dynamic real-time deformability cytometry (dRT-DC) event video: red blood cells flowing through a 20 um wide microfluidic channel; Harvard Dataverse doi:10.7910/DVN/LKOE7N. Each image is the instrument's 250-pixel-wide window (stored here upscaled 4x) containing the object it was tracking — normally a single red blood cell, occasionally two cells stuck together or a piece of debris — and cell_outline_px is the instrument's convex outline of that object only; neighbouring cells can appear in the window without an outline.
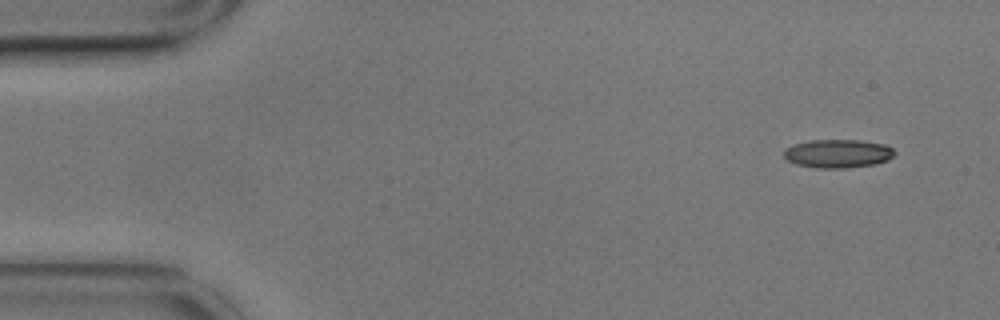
{"species": "common noctule bat (a hibernating species)", "species_latin": "Nyctalus noctula", "temperature_condition": "cold", "stored_images_in_passage": 14, "camera_frame_rate_fps": 3000, "um_per_image_px": 0.085, "animal": {"sex": "male", "body_mass_g": 17.9}, "frame": {"image": 1, "passage_image": 1, "time_ms": 0.0, "image_size_px": [1000, 320], "cell_outline_px": [[896, 152], [888, 160], [876, 164], [844, 168], [816, 168], [796, 164], [788, 160], [784, 156], [784, 148], [792, 144], [812, 140], [860, 140], [888, 144]], "centroid_in_image_um": [71.23, 13.04], "position_along_channel_um": 13.8, "area_um2": 18.55}}
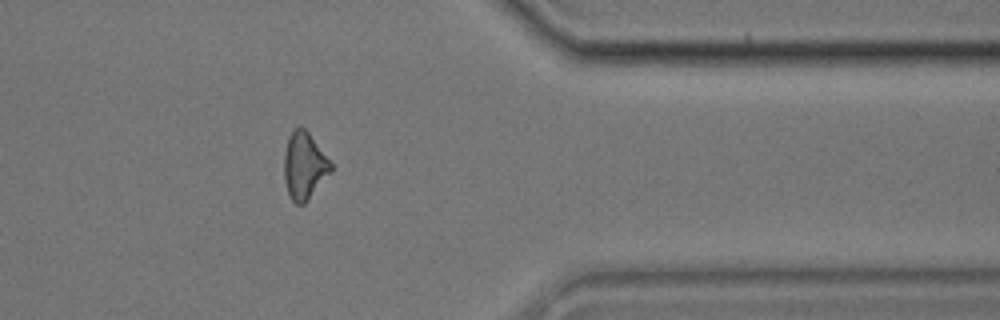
{"frame": {"image": 2, "passage_image": 12, "time_ms": 3.667, "image_size_px": [1000, 320], "cell_outline_px": [[332, 172], [308, 200], [304, 204], [296, 204], [288, 196], [284, 180], [284, 152], [288, 136], [292, 128], [304, 128], [308, 132], [332, 164]], "centroid_in_image_um": [25.84, 14.11], "position_along_channel_um": 385.6, "area_um2": 18.38}}